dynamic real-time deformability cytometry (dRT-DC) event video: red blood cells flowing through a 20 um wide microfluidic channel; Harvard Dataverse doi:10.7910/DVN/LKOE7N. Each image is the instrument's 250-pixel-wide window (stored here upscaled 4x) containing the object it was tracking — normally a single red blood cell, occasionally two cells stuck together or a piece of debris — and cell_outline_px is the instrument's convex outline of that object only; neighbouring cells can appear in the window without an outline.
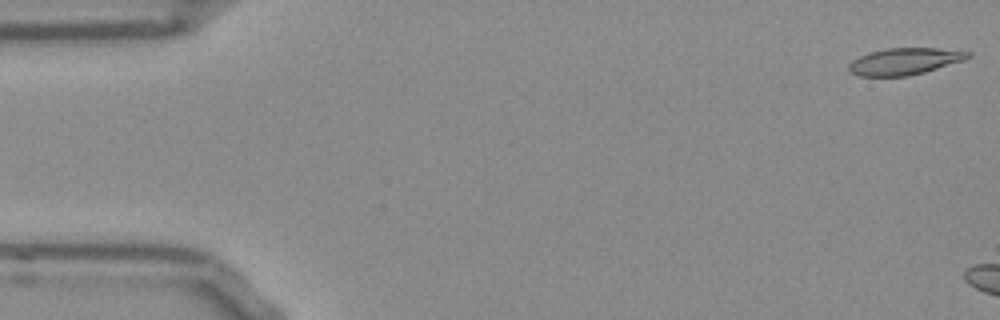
{"species": "Egyptian fruit bat (a non-hibernating species)", "species_latin": "Rousettus aegyptiacus", "temperature_condition": "room temperature", "stored_images_in_passage": 6, "camera_frame_rate_fps": 3000, "um_per_image_px": 0.085, "frame": {"image": 1, "passage_image": 1, "time_ms": 0.0, "image_size_px": [1000, 320], "cell_outline_px": [[972, 56], [964, 60], [924, 72], [908, 76], [860, 76], [852, 72], [848, 68], [848, 64], [852, 60], [868, 52], [888, 48], [936, 48], [972, 52]], "centroid_in_image_um": [76.89, 5.21], "position_along_channel_um": 8.1, "area_um2": 18.5}}